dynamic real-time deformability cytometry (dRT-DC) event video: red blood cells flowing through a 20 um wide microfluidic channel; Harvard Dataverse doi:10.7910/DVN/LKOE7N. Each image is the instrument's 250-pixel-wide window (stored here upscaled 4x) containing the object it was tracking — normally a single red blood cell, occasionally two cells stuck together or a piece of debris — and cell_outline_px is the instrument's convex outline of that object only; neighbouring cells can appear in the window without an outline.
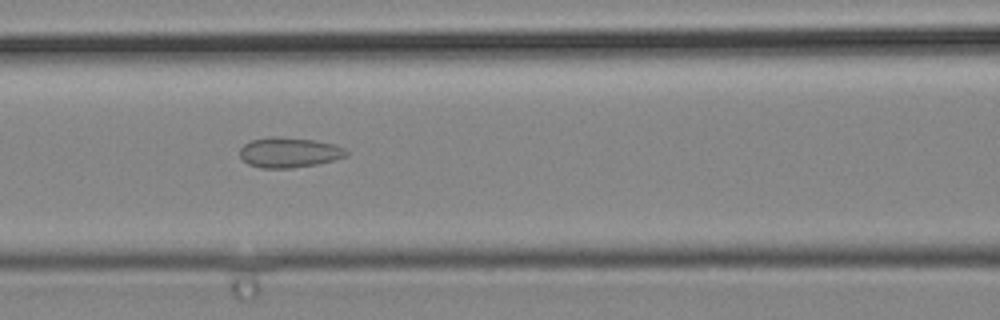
{"species": "common noctule bat (a hibernating species)", "species_latin": "Nyctalus noctula", "temperature_condition": "cold", "stored_images_in_passage": 42, "camera_frame_rate_fps": 3000, "um_per_image_px": 0.085, "animal": {"sex": "male", "body_mass_g": 19.2, "forearm_length_mm": 51.8}, "frame": {"image": 1, "passage_image": 18, "time_ms": 5.667, "image_size_px": [1000, 320], "cell_outline_px": [[348, 156], [316, 164], [292, 168], [260, 168], [248, 164], [240, 156], [240, 148], [244, 144], [252, 140], [268, 136], [276, 136], [312, 140], [332, 144], [344, 148], [348, 152]], "centroid_in_image_um": [24.54, 12.96], "position_along_channel_um": 142.1, "area_um2": 18.61}}
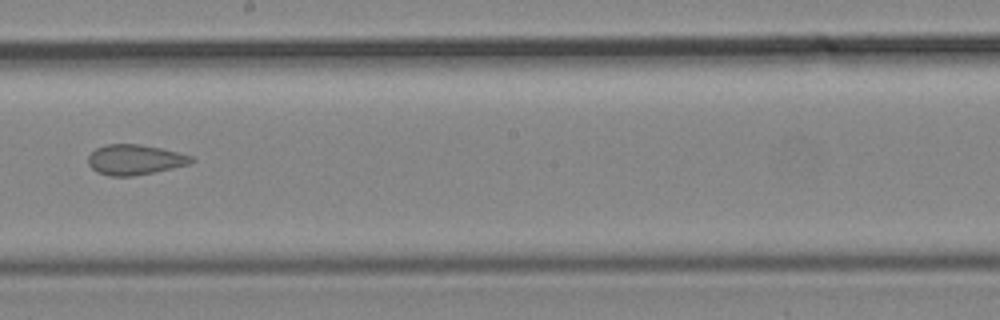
{"frame": {"image": 2, "passage_image": 24, "time_ms": 7.667, "image_size_px": [1000, 320], "cell_outline_px": [[196, 160], [188, 164], [172, 168], [132, 176], [108, 176], [96, 172], [88, 164], [88, 156], [96, 148], [104, 144], [140, 144], [160, 148], [192, 156]], "centroid_in_image_um": [11.42, 13.57], "position_along_channel_um": 236.8, "area_um2": 18.09}}
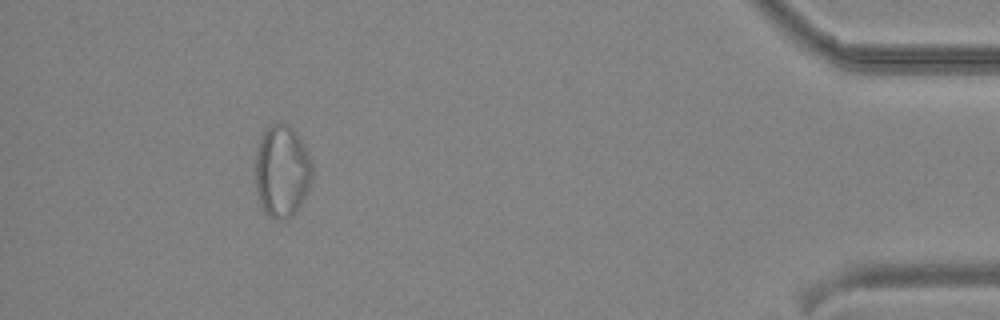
{"frame": {"image": 3, "passage_image": 39, "time_ms": 12.667, "image_size_px": [1000, 320], "cell_outline_px": [[312, 180], [308, 192], [296, 212], [292, 216], [284, 220], [272, 220], [264, 212], [260, 204], [256, 184], [256, 152], [264, 128], [272, 124], [288, 124], [296, 132], [304, 144], [312, 164]], "centroid_in_image_um": [23.98, 14.58], "position_along_channel_um": 411.2, "area_um2": 30.87}}